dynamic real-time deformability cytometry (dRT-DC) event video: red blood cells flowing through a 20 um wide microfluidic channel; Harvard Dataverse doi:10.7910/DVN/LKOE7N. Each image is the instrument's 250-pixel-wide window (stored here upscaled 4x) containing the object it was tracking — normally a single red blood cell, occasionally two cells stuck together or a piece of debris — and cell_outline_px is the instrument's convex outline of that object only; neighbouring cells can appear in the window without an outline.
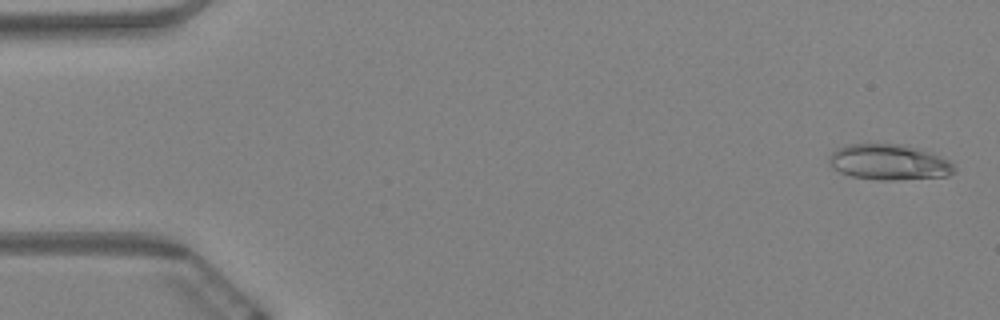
{"species": "Egyptian fruit bat (a non-hibernating species)", "species_latin": "Rousettus aegyptiacus", "temperature_condition": "warm", "stored_images_in_passage": 60, "camera_frame_rate_fps": 3000, "um_per_image_px": 0.085, "animal": {"sex": "female"}, "frame": {"image": 1, "passage_image": 2, "time_ms": 0.333, "image_size_px": [1000, 320], "cell_outline_px": [[956, 168], [948, 176], [900, 180], [876, 180], [852, 176], [840, 172], [832, 168], [828, 164], [828, 156], [836, 148], [844, 144], [908, 144], [932, 152], [948, 160]], "centroid_in_image_um": [75.54, 13.77], "position_along_channel_um": 9.5, "area_um2": 26.47}}
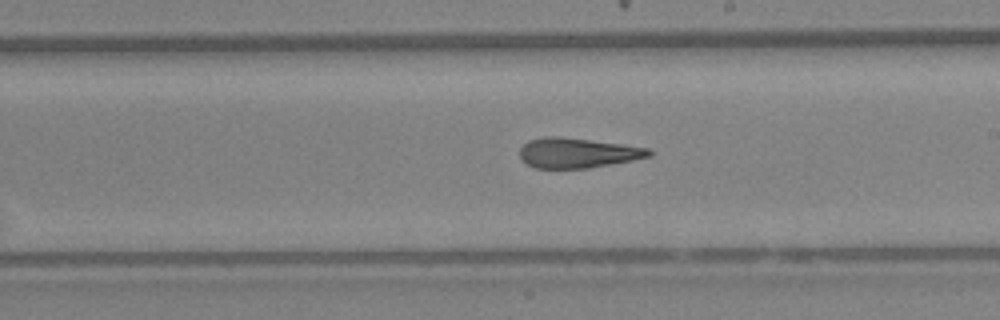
{"frame": {"image": 2, "passage_image": 35, "time_ms": 11.333, "image_size_px": [1000, 320], "cell_outline_px": [[652, 156], [632, 160], [588, 168], [536, 168], [520, 160], [520, 148], [528, 140], [544, 136], [560, 136], [620, 144], [648, 148], [652, 152]], "centroid_in_image_um": [49.05, 12.99], "position_along_channel_um": 240.0, "area_um2": 22.48}}
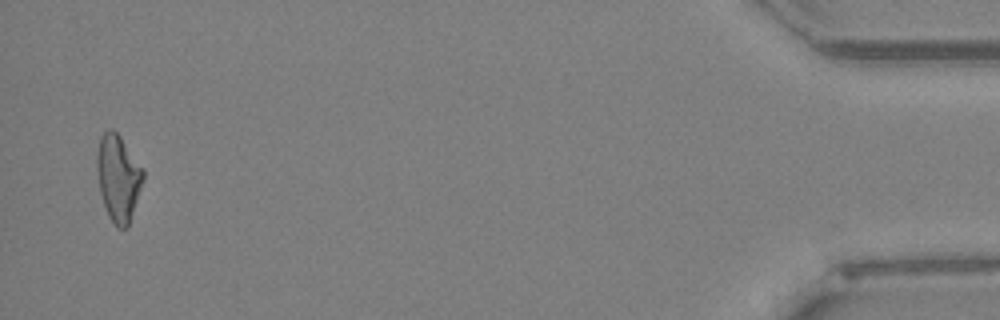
{"frame": {"image": 3, "passage_image": 59, "time_ms": 19.333, "image_size_px": [1000, 320], "cell_outline_px": [[144, 180], [128, 228], [116, 228], [108, 216], [100, 192], [96, 168], [96, 156], [100, 136], [108, 128], [112, 128], [120, 136], [144, 168]], "centroid_in_image_um": [10.06, 15.12], "position_along_channel_um": 425.1, "area_um2": 23.64}, "authors_computed_cell_mechanics": {"area_um2": 23.4668, "velocity_mm_per_s": 3.3946, "shape_relaxation_time_tau1_ms": null, "shape_relaxation_time_tau2_ms": 4.115, "deformation_change_tau1": null, "deformation_change_tau2": 0.1521}}